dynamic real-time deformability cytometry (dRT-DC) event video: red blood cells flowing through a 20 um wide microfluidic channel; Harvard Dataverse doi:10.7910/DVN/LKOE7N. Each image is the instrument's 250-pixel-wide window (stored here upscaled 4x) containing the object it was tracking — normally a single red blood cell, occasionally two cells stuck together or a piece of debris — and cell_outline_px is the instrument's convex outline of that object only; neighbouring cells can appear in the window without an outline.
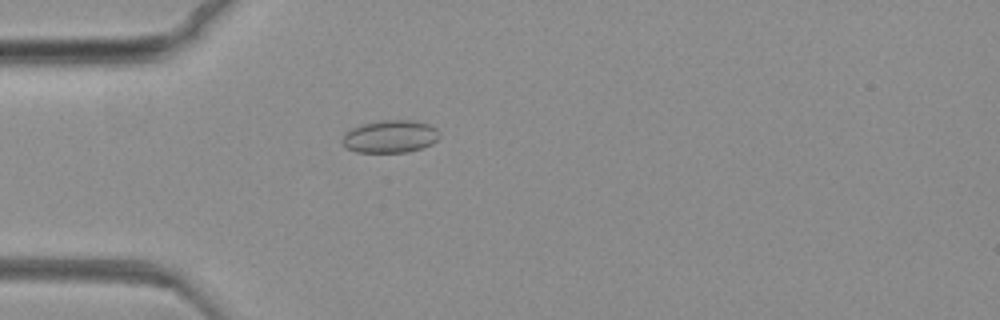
{"species": "common noctule bat (a hibernating species)", "species_latin": "Nyctalus noctula", "temperature_condition": "warm", "stored_images_in_passage": 73, "camera_frame_rate_fps": 3000, "um_per_image_px": 0.085, "animal": {"sex": "female", "body_mass_g": 19.3, "forearm_length_mm": 54.1}, "frame": {"image": 1, "passage_image": 18, "time_ms": 5.667, "image_size_px": [1000, 320], "cell_outline_px": [[440, 136], [432, 144], [424, 148], [408, 152], [356, 152], [348, 148], [340, 140], [344, 132], [352, 128], [364, 124], [380, 120], [408, 120], [428, 124], [436, 128]], "centroid_in_image_um": [33.16, 11.61], "position_along_channel_um": 51.8, "area_um2": 18.5}}
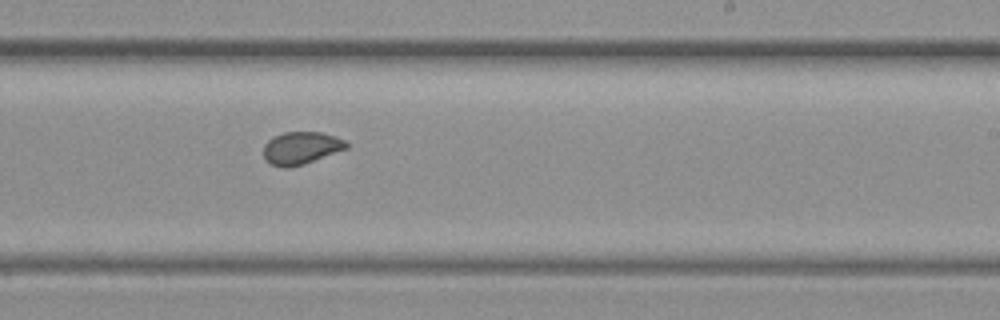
{"frame": {"image": 2, "passage_image": 43, "time_ms": 14.0, "image_size_px": [1000, 320], "cell_outline_px": [[348, 148], [304, 164], [288, 168], [284, 168], [272, 164], [264, 160], [264, 144], [272, 136], [284, 132], [320, 132], [336, 136], [344, 140], [348, 144]], "centroid_in_image_um": [25.57, 12.58], "position_along_channel_um": 263.4, "area_um2": 15.78}}
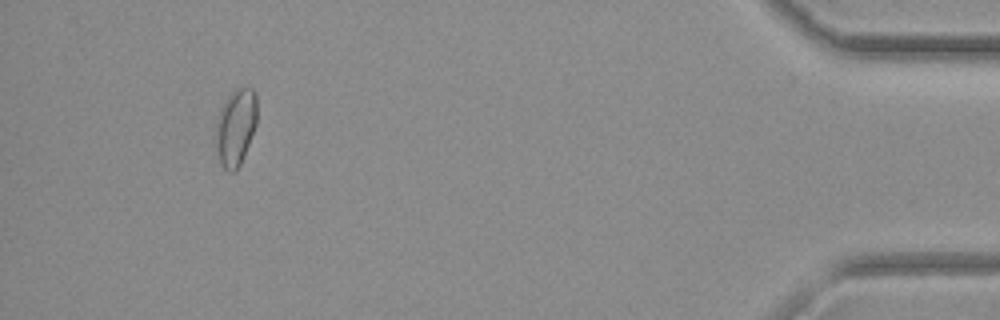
{"frame": {"image": 3, "passage_image": 68, "time_ms": 22.333, "image_size_px": [1000, 320], "cell_outline_px": [[256, 124], [240, 164], [236, 172], [228, 172], [220, 164], [216, 144], [216, 120], [220, 108], [224, 100], [236, 88], [252, 88], [256, 92]], "centroid_in_image_um": [20.02, 10.8], "position_along_channel_um": 415.2, "area_um2": 18.38}}